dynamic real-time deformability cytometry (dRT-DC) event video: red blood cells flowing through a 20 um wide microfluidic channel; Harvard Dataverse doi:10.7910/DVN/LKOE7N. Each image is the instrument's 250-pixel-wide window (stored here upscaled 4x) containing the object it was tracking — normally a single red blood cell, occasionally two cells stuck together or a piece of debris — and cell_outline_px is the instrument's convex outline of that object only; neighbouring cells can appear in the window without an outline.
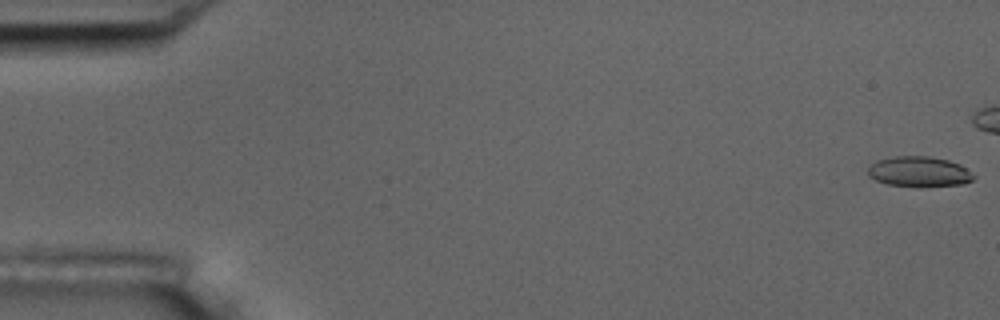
{"species": "common noctule bat (a hibernating species)", "species_latin": "Nyctalus noctula", "temperature_condition": "room temperature", "stored_images_in_passage": 8, "camera_frame_rate_fps": 3000, "um_per_image_px": 0.085, "animal": {"sex": "male", "body_mass_g": 17.5, "forearm_length_mm": 52.3}, "frame": {"image": 1, "passage_image": 1, "time_ms": 0.0, "image_size_px": [1000, 320], "cell_outline_px": [[976, 176], [972, 180], [964, 184], [916, 188], [888, 184], [876, 180], [868, 176], [868, 168], [876, 160], [896, 156], [928, 156], [948, 160], [960, 164]], "centroid_in_image_um": [78.13, 14.61], "position_along_channel_um": 6.9, "area_um2": 18.96}}